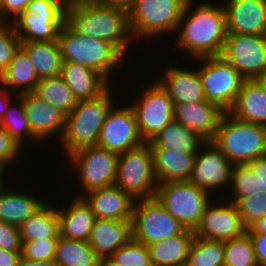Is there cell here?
<instances>
[{
    "label": "cell",
    "instance_id": "obj_13",
    "mask_svg": "<svg viewBox=\"0 0 266 266\" xmlns=\"http://www.w3.org/2000/svg\"><path fill=\"white\" fill-rule=\"evenodd\" d=\"M221 56L245 79L266 74V35L228 33Z\"/></svg>",
    "mask_w": 266,
    "mask_h": 266
},
{
    "label": "cell",
    "instance_id": "obj_32",
    "mask_svg": "<svg viewBox=\"0 0 266 266\" xmlns=\"http://www.w3.org/2000/svg\"><path fill=\"white\" fill-rule=\"evenodd\" d=\"M21 241L40 238H59V217L57 206L45 203L20 226Z\"/></svg>",
    "mask_w": 266,
    "mask_h": 266
},
{
    "label": "cell",
    "instance_id": "obj_23",
    "mask_svg": "<svg viewBox=\"0 0 266 266\" xmlns=\"http://www.w3.org/2000/svg\"><path fill=\"white\" fill-rule=\"evenodd\" d=\"M164 78L157 80L175 104L206 100L197 69L167 67Z\"/></svg>",
    "mask_w": 266,
    "mask_h": 266
},
{
    "label": "cell",
    "instance_id": "obj_30",
    "mask_svg": "<svg viewBox=\"0 0 266 266\" xmlns=\"http://www.w3.org/2000/svg\"><path fill=\"white\" fill-rule=\"evenodd\" d=\"M207 140L184 125L172 121L153 136L148 144L150 148H168L175 151H190L196 154Z\"/></svg>",
    "mask_w": 266,
    "mask_h": 266
},
{
    "label": "cell",
    "instance_id": "obj_12",
    "mask_svg": "<svg viewBox=\"0 0 266 266\" xmlns=\"http://www.w3.org/2000/svg\"><path fill=\"white\" fill-rule=\"evenodd\" d=\"M152 84V85H151ZM143 93L139 99L130 105L134 111L137 128L144 142H148L166 125L174 120L175 103L166 90L156 80ZM146 89V90H145Z\"/></svg>",
    "mask_w": 266,
    "mask_h": 266
},
{
    "label": "cell",
    "instance_id": "obj_48",
    "mask_svg": "<svg viewBox=\"0 0 266 266\" xmlns=\"http://www.w3.org/2000/svg\"><path fill=\"white\" fill-rule=\"evenodd\" d=\"M258 266H266V234H249Z\"/></svg>",
    "mask_w": 266,
    "mask_h": 266
},
{
    "label": "cell",
    "instance_id": "obj_41",
    "mask_svg": "<svg viewBox=\"0 0 266 266\" xmlns=\"http://www.w3.org/2000/svg\"><path fill=\"white\" fill-rule=\"evenodd\" d=\"M69 0H31L24 12L40 20H66Z\"/></svg>",
    "mask_w": 266,
    "mask_h": 266
},
{
    "label": "cell",
    "instance_id": "obj_54",
    "mask_svg": "<svg viewBox=\"0 0 266 266\" xmlns=\"http://www.w3.org/2000/svg\"><path fill=\"white\" fill-rule=\"evenodd\" d=\"M17 266H58L55 260L32 261L20 257Z\"/></svg>",
    "mask_w": 266,
    "mask_h": 266
},
{
    "label": "cell",
    "instance_id": "obj_45",
    "mask_svg": "<svg viewBox=\"0 0 266 266\" xmlns=\"http://www.w3.org/2000/svg\"><path fill=\"white\" fill-rule=\"evenodd\" d=\"M21 148L23 149L4 128L0 127V164L6 170L19 159Z\"/></svg>",
    "mask_w": 266,
    "mask_h": 266
},
{
    "label": "cell",
    "instance_id": "obj_27",
    "mask_svg": "<svg viewBox=\"0 0 266 266\" xmlns=\"http://www.w3.org/2000/svg\"><path fill=\"white\" fill-rule=\"evenodd\" d=\"M7 182L0 187V220L19 227L46 202L24 191L10 189ZM10 189V191H9Z\"/></svg>",
    "mask_w": 266,
    "mask_h": 266
},
{
    "label": "cell",
    "instance_id": "obj_20",
    "mask_svg": "<svg viewBox=\"0 0 266 266\" xmlns=\"http://www.w3.org/2000/svg\"><path fill=\"white\" fill-rule=\"evenodd\" d=\"M96 219L131 220L134 199L117 185L80 194Z\"/></svg>",
    "mask_w": 266,
    "mask_h": 266
},
{
    "label": "cell",
    "instance_id": "obj_26",
    "mask_svg": "<svg viewBox=\"0 0 266 266\" xmlns=\"http://www.w3.org/2000/svg\"><path fill=\"white\" fill-rule=\"evenodd\" d=\"M60 75L79 101L97 98L111 86L100 73L77 63L63 62Z\"/></svg>",
    "mask_w": 266,
    "mask_h": 266
},
{
    "label": "cell",
    "instance_id": "obj_35",
    "mask_svg": "<svg viewBox=\"0 0 266 266\" xmlns=\"http://www.w3.org/2000/svg\"><path fill=\"white\" fill-rule=\"evenodd\" d=\"M55 262L58 266H99L100 258L88 241L67 239L59 236Z\"/></svg>",
    "mask_w": 266,
    "mask_h": 266
},
{
    "label": "cell",
    "instance_id": "obj_7",
    "mask_svg": "<svg viewBox=\"0 0 266 266\" xmlns=\"http://www.w3.org/2000/svg\"><path fill=\"white\" fill-rule=\"evenodd\" d=\"M115 185L134 200L155 197L158 182L148 142L118 154Z\"/></svg>",
    "mask_w": 266,
    "mask_h": 266
},
{
    "label": "cell",
    "instance_id": "obj_3",
    "mask_svg": "<svg viewBox=\"0 0 266 266\" xmlns=\"http://www.w3.org/2000/svg\"><path fill=\"white\" fill-rule=\"evenodd\" d=\"M58 42L63 62L88 67L100 73L108 82L119 64L125 61V56L113 44L102 39L85 37L67 22L59 31Z\"/></svg>",
    "mask_w": 266,
    "mask_h": 266
},
{
    "label": "cell",
    "instance_id": "obj_18",
    "mask_svg": "<svg viewBox=\"0 0 266 266\" xmlns=\"http://www.w3.org/2000/svg\"><path fill=\"white\" fill-rule=\"evenodd\" d=\"M227 33L266 35V0H227Z\"/></svg>",
    "mask_w": 266,
    "mask_h": 266
},
{
    "label": "cell",
    "instance_id": "obj_57",
    "mask_svg": "<svg viewBox=\"0 0 266 266\" xmlns=\"http://www.w3.org/2000/svg\"><path fill=\"white\" fill-rule=\"evenodd\" d=\"M263 82L266 84V74L261 78Z\"/></svg>",
    "mask_w": 266,
    "mask_h": 266
},
{
    "label": "cell",
    "instance_id": "obj_1",
    "mask_svg": "<svg viewBox=\"0 0 266 266\" xmlns=\"http://www.w3.org/2000/svg\"><path fill=\"white\" fill-rule=\"evenodd\" d=\"M188 0L176 33V46L192 58L221 56L227 38L224 6ZM194 7V8H193Z\"/></svg>",
    "mask_w": 266,
    "mask_h": 266
},
{
    "label": "cell",
    "instance_id": "obj_56",
    "mask_svg": "<svg viewBox=\"0 0 266 266\" xmlns=\"http://www.w3.org/2000/svg\"><path fill=\"white\" fill-rule=\"evenodd\" d=\"M7 173V170L0 164V187L4 186L6 183L5 177Z\"/></svg>",
    "mask_w": 266,
    "mask_h": 266
},
{
    "label": "cell",
    "instance_id": "obj_51",
    "mask_svg": "<svg viewBox=\"0 0 266 266\" xmlns=\"http://www.w3.org/2000/svg\"><path fill=\"white\" fill-rule=\"evenodd\" d=\"M12 95L10 90L0 81V119L5 115L10 101L12 100Z\"/></svg>",
    "mask_w": 266,
    "mask_h": 266
},
{
    "label": "cell",
    "instance_id": "obj_6",
    "mask_svg": "<svg viewBox=\"0 0 266 266\" xmlns=\"http://www.w3.org/2000/svg\"><path fill=\"white\" fill-rule=\"evenodd\" d=\"M188 0H135L128 12L133 39L142 40L176 33ZM172 32V33H171Z\"/></svg>",
    "mask_w": 266,
    "mask_h": 266
},
{
    "label": "cell",
    "instance_id": "obj_19",
    "mask_svg": "<svg viewBox=\"0 0 266 266\" xmlns=\"http://www.w3.org/2000/svg\"><path fill=\"white\" fill-rule=\"evenodd\" d=\"M224 113L207 100L175 104L174 121L212 141Z\"/></svg>",
    "mask_w": 266,
    "mask_h": 266
},
{
    "label": "cell",
    "instance_id": "obj_52",
    "mask_svg": "<svg viewBox=\"0 0 266 266\" xmlns=\"http://www.w3.org/2000/svg\"><path fill=\"white\" fill-rule=\"evenodd\" d=\"M98 3L108 7L118 8L127 13L132 9L135 0H96Z\"/></svg>",
    "mask_w": 266,
    "mask_h": 266
},
{
    "label": "cell",
    "instance_id": "obj_8",
    "mask_svg": "<svg viewBox=\"0 0 266 266\" xmlns=\"http://www.w3.org/2000/svg\"><path fill=\"white\" fill-rule=\"evenodd\" d=\"M155 197L187 230L194 231L206 207L212 203L210 194L189 181L158 184Z\"/></svg>",
    "mask_w": 266,
    "mask_h": 266
},
{
    "label": "cell",
    "instance_id": "obj_53",
    "mask_svg": "<svg viewBox=\"0 0 266 266\" xmlns=\"http://www.w3.org/2000/svg\"><path fill=\"white\" fill-rule=\"evenodd\" d=\"M249 234H266V215L253 222L248 228Z\"/></svg>",
    "mask_w": 266,
    "mask_h": 266
},
{
    "label": "cell",
    "instance_id": "obj_16",
    "mask_svg": "<svg viewBox=\"0 0 266 266\" xmlns=\"http://www.w3.org/2000/svg\"><path fill=\"white\" fill-rule=\"evenodd\" d=\"M223 196L220 195L217 204L210 203L206 207L199 225L194 230L195 237L225 241L247 232L235 203L225 201V204Z\"/></svg>",
    "mask_w": 266,
    "mask_h": 266
},
{
    "label": "cell",
    "instance_id": "obj_55",
    "mask_svg": "<svg viewBox=\"0 0 266 266\" xmlns=\"http://www.w3.org/2000/svg\"><path fill=\"white\" fill-rule=\"evenodd\" d=\"M99 266H121L118 262H116L112 257H106L100 259Z\"/></svg>",
    "mask_w": 266,
    "mask_h": 266
},
{
    "label": "cell",
    "instance_id": "obj_24",
    "mask_svg": "<svg viewBox=\"0 0 266 266\" xmlns=\"http://www.w3.org/2000/svg\"><path fill=\"white\" fill-rule=\"evenodd\" d=\"M151 150L158 184L189 180L196 154L168 148H151Z\"/></svg>",
    "mask_w": 266,
    "mask_h": 266
},
{
    "label": "cell",
    "instance_id": "obj_9",
    "mask_svg": "<svg viewBox=\"0 0 266 266\" xmlns=\"http://www.w3.org/2000/svg\"><path fill=\"white\" fill-rule=\"evenodd\" d=\"M199 66L205 99L217 105L222 111L229 112L234 106L245 78L222 56L195 59Z\"/></svg>",
    "mask_w": 266,
    "mask_h": 266
},
{
    "label": "cell",
    "instance_id": "obj_37",
    "mask_svg": "<svg viewBox=\"0 0 266 266\" xmlns=\"http://www.w3.org/2000/svg\"><path fill=\"white\" fill-rule=\"evenodd\" d=\"M185 266H224V241L194 237Z\"/></svg>",
    "mask_w": 266,
    "mask_h": 266
},
{
    "label": "cell",
    "instance_id": "obj_49",
    "mask_svg": "<svg viewBox=\"0 0 266 266\" xmlns=\"http://www.w3.org/2000/svg\"><path fill=\"white\" fill-rule=\"evenodd\" d=\"M247 165L259 177L262 183V190L266 191V155L248 162Z\"/></svg>",
    "mask_w": 266,
    "mask_h": 266
},
{
    "label": "cell",
    "instance_id": "obj_42",
    "mask_svg": "<svg viewBox=\"0 0 266 266\" xmlns=\"http://www.w3.org/2000/svg\"><path fill=\"white\" fill-rule=\"evenodd\" d=\"M235 205L244 226L248 228L257 219L266 215V191L241 198Z\"/></svg>",
    "mask_w": 266,
    "mask_h": 266
},
{
    "label": "cell",
    "instance_id": "obj_21",
    "mask_svg": "<svg viewBox=\"0 0 266 266\" xmlns=\"http://www.w3.org/2000/svg\"><path fill=\"white\" fill-rule=\"evenodd\" d=\"M132 239V220L96 219L89 244L100 258L111 257L113 253Z\"/></svg>",
    "mask_w": 266,
    "mask_h": 266
},
{
    "label": "cell",
    "instance_id": "obj_31",
    "mask_svg": "<svg viewBox=\"0 0 266 266\" xmlns=\"http://www.w3.org/2000/svg\"><path fill=\"white\" fill-rule=\"evenodd\" d=\"M40 79L61 74L63 64L58 40L21 41Z\"/></svg>",
    "mask_w": 266,
    "mask_h": 266
},
{
    "label": "cell",
    "instance_id": "obj_47",
    "mask_svg": "<svg viewBox=\"0 0 266 266\" xmlns=\"http://www.w3.org/2000/svg\"><path fill=\"white\" fill-rule=\"evenodd\" d=\"M30 1L31 0H2L0 4V23H11L12 19L10 18L13 17L15 19L24 12Z\"/></svg>",
    "mask_w": 266,
    "mask_h": 266
},
{
    "label": "cell",
    "instance_id": "obj_5",
    "mask_svg": "<svg viewBox=\"0 0 266 266\" xmlns=\"http://www.w3.org/2000/svg\"><path fill=\"white\" fill-rule=\"evenodd\" d=\"M212 142L233 165L247 164L266 155V127L241 121L226 112Z\"/></svg>",
    "mask_w": 266,
    "mask_h": 266
},
{
    "label": "cell",
    "instance_id": "obj_11",
    "mask_svg": "<svg viewBox=\"0 0 266 266\" xmlns=\"http://www.w3.org/2000/svg\"><path fill=\"white\" fill-rule=\"evenodd\" d=\"M85 193L115 185L118 154L98 146L81 148L67 157ZM76 167V168H75Z\"/></svg>",
    "mask_w": 266,
    "mask_h": 266
},
{
    "label": "cell",
    "instance_id": "obj_33",
    "mask_svg": "<svg viewBox=\"0 0 266 266\" xmlns=\"http://www.w3.org/2000/svg\"><path fill=\"white\" fill-rule=\"evenodd\" d=\"M10 23L21 41L58 40L59 31L66 20H40L22 12Z\"/></svg>",
    "mask_w": 266,
    "mask_h": 266
},
{
    "label": "cell",
    "instance_id": "obj_40",
    "mask_svg": "<svg viewBox=\"0 0 266 266\" xmlns=\"http://www.w3.org/2000/svg\"><path fill=\"white\" fill-rule=\"evenodd\" d=\"M121 266H153L148 246L133 238L111 256Z\"/></svg>",
    "mask_w": 266,
    "mask_h": 266
},
{
    "label": "cell",
    "instance_id": "obj_25",
    "mask_svg": "<svg viewBox=\"0 0 266 266\" xmlns=\"http://www.w3.org/2000/svg\"><path fill=\"white\" fill-rule=\"evenodd\" d=\"M57 211L60 236L80 241L89 240L96 217L82 197L76 195L69 206L57 208Z\"/></svg>",
    "mask_w": 266,
    "mask_h": 266
},
{
    "label": "cell",
    "instance_id": "obj_43",
    "mask_svg": "<svg viewBox=\"0 0 266 266\" xmlns=\"http://www.w3.org/2000/svg\"><path fill=\"white\" fill-rule=\"evenodd\" d=\"M59 238H40L22 241L21 257L32 261L54 260Z\"/></svg>",
    "mask_w": 266,
    "mask_h": 266
},
{
    "label": "cell",
    "instance_id": "obj_22",
    "mask_svg": "<svg viewBox=\"0 0 266 266\" xmlns=\"http://www.w3.org/2000/svg\"><path fill=\"white\" fill-rule=\"evenodd\" d=\"M229 113L237 119L266 127V84L262 79H245Z\"/></svg>",
    "mask_w": 266,
    "mask_h": 266
},
{
    "label": "cell",
    "instance_id": "obj_29",
    "mask_svg": "<svg viewBox=\"0 0 266 266\" xmlns=\"http://www.w3.org/2000/svg\"><path fill=\"white\" fill-rule=\"evenodd\" d=\"M40 78L27 52L20 46L0 81L15 95L34 92ZM16 90V91H15Z\"/></svg>",
    "mask_w": 266,
    "mask_h": 266
},
{
    "label": "cell",
    "instance_id": "obj_50",
    "mask_svg": "<svg viewBox=\"0 0 266 266\" xmlns=\"http://www.w3.org/2000/svg\"><path fill=\"white\" fill-rule=\"evenodd\" d=\"M21 251H8L0 249V266H17Z\"/></svg>",
    "mask_w": 266,
    "mask_h": 266
},
{
    "label": "cell",
    "instance_id": "obj_28",
    "mask_svg": "<svg viewBox=\"0 0 266 266\" xmlns=\"http://www.w3.org/2000/svg\"><path fill=\"white\" fill-rule=\"evenodd\" d=\"M194 237V231L184 229L178 235L147 245L152 265L185 266Z\"/></svg>",
    "mask_w": 266,
    "mask_h": 266
},
{
    "label": "cell",
    "instance_id": "obj_36",
    "mask_svg": "<svg viewBox=\"0 0 266 266\" xmlns=\"http://www.w3.org/2000/svg\"><path fill=\"white\" fill-rule=\"evenodd\" d=\"M14 97H16L14 99L16 104L13 105L14 102L12 105L9 104L5 115L0 119V127L4 128L21 147L25 141H32V143L36 141L38 144L39 141L33 136L30 129L22 100L17 95Z\"/></svg>",
    "mask_w": 266,
    "mask_h": 266
},
{
    "label": "cell",
    "instance_id": "obj_44",
    "mask_svg": "<svg viewBox=\"0 0 266 266\" xmlns=\"http://www.w3.org/2000/svg\"><path fill=\"white\" fill-rule=\"evenodd\" d=\"M20 46L21 40L13 26L10 23H0V77Z\"/></svg>",
    "mask_w": 266,
    "mask_h": 266
},
{
    "label": "cell",
    "instance_id": "obj_10",
    "mask_svg": "<svg viewBox=\"0 0 266 266\" xmlns=\"http://www.w3.org/2000/svg\"><path fill=\"white\" fill-rule=\"evenodd\" d=\"M131 220L132 238L146 246L185 229L156 197L136 199Z\"/></svg>",
    "mask_w": 266,
    "mask_h": 266
},
{
    "label": "cell",
    "instance_id": "obj_46",
    "mask_svg": "<svg viewBox=\"0 0 266 266\" xmlns=\"http://www.w3.org/2000/svg\"><path fill=\"white\" fill-rule=\"evenodd\" d=\"M0 249L8 251L22 250L19 227L0 220Z\"/></svg>",
    "mask_w": 266,
    "mask_h": 266
},
{
    "label": "cell",
    "instance_id": "obj_34",
    "mask_svg": "<svg viewBox=\"0 0 266 266\" xmlns=\"http://www.w3.org/2000/svg\"><path fill=\"white\" fill-rule=\"evenodd\" d=\"M33 93L41 100L56 107L66 116L69 115L79 103L78 98L64 82L61 75L40 79Z\"/></svg>",
    "mask_w": 266,
    "mask_h": 266
},
{
    "label": "cell",
    "instance_id": "obj_17",
    "mask_svg": "<svg viewBox=\"0 0 266 266\" xmlns=\"http://www.w3.org/2000/svg\"><path fill=\"white\" fill-rule=\"evenodd\" d=\"M24 104L25 114L33 136L41 143L52 136L61 139L66 115L33 92L17 95Z\"/></svg>",
    "mask_w": 266,
    "mask_h": 266
},
{
    "label": "cell",
    "instance_id": "obj_14",
    "mask_svg": "<svg viewBox=\"0 0 266 266\" xmlns=\"http://www.w3.org/2000/svg\"><path fill=\"white\" fill-rule=\"evenodd\" d=\"M233 166L212 141H207L195 155L188 181L214 196L213 191L215 193L216 190H221L220 188L227 187V185L229 188Z\"/></svg>",
    "mask_w": 266,
    "mask_h": 266
},
{
    "label": "cell",
    "instance_id": "obj_38",
    "mask_svg": "<svg viewBox=\"0 0 266 266\" xmlns=\"http://www.w3.org/2000/svg\"><path fill=\"white\" fill-rule=\"evenodd\" d=\"M224 266H258L248 232L224 241Z\"/></svg>",
    "mask_w": 266,
    "mask_h": 266
},
{
    "label": "cell",
    "instance_id": "obj_39",
    "mask_svg": "<svg viewBox=\"0 0 266 266\" xmlns=\"http://www.w3.org/2000/svg\"><path fill=\"white\" fill-rule=\"evenodd\" d=\"M233 192L229 202L237 203L241 198L261 193L262 183L247 164L234 165L232 169L231 186ZM234 197V198H233Z\"/></svg>",
    "mask_w": 266,
    "mask_h": 266
},
{
    "label": "cell",
    "instance_id": "obj_4",
    "mask_svg": "<svg viewBox=\"0 0 266 266\" xmlns=\"http://www.w3.org/2000/svg\"><path fill=\"white\" fill-rule=\"evenodd\" d=\"M110 88L97 98L80 100L66 116L60 143L67 157L81 148L97 146L102 125L114 106Z\"/></svg>",
    "mask_w": 266,
    "mask_h": 266
},
{
    "label": "cell",
    "instance_id": "obj_15",
    "mask_svg": "<svg viewBox=\"0 0 266 266\" xmlns=\"http://www.w3.org/2000/svg\"><path fill=\"white\" fill-rule=\"evenodd\" d=\"M114 107L102 125L97 146L119 154L142 145L144 140L130 104L119 109Z\"/></svg>",
    "mask_w": 266,
    "mask_h": 266
},
{
    "label": "cell",
    "instance_id": "obj_2",
    "mask_svg": "<svg viewBox=\"0 0 266 266\" xmlns=\"http://www.w3.org/2000/svg\"><path fill=\"white\" fill-rule=\"evenodd\" d=\"M66 22L85 37H94L113 44L124 56L134 42L128 13L108 7L96 0H69Z\"/></svg>",
    "mask_w": 266,
    "mask_h": 266
}]
</instances>
